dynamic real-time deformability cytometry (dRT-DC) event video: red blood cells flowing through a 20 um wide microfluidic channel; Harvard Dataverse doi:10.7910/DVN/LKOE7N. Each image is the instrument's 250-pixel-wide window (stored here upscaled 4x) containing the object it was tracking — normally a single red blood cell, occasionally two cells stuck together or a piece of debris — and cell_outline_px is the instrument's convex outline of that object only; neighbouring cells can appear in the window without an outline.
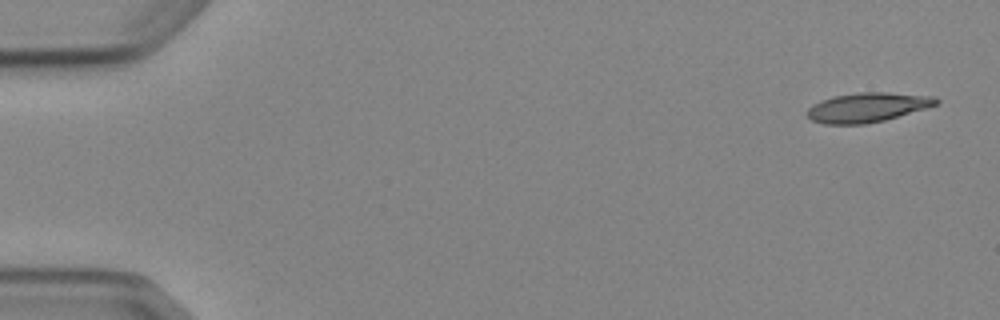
{"species": "Egyptian fruit bat (a non-hibernating species)", "species_latin": "Rousettus aegyptiacus", "temperature_condition": "cold", "stored_images_in_passage": 5, "camera_frame_rate_fps": 3000, "um_per_image_px": 0.085, "animal": {"sex": "female"}, "frame": {"image": 1, "passage_image": 1, "time_ms": 0.0, "image_size_px": [1000, 320], "cell_outline_px": [[940, 100], [936, 104], [928, 108], [884, 120], [864, 124], [824, 124], [812, 120], [808, 116], [808, 108], [812, 104], [820, 100], [832, 96], [860, 92], [884, 92], [936, 96]], "centroid_in_image_um": [73.74, 9.12], "position_along_channel_um": 11.3, "area_um2": 22.2}}
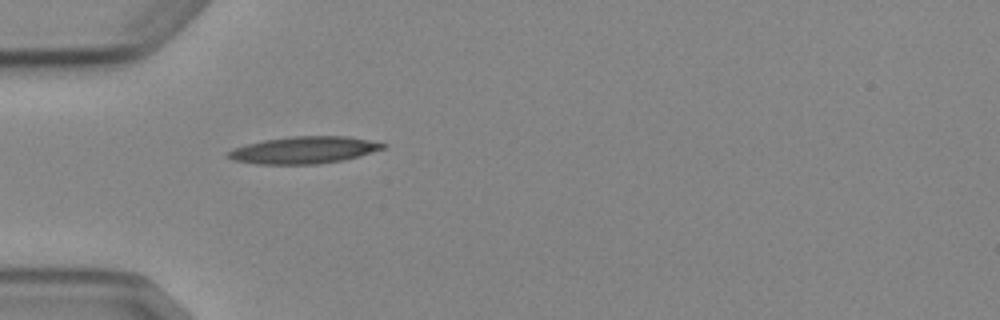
{"frame": {"image": 2, "passage_image": 5, "time_ms": 4.667, "image_size_px": [1000, 320], "cell_outline_px": [[388, 144], [384, 148], [360, 156], [344, 160], [316, 164], [256, 164], [232, 160], [224, 156], [224, 152], [232, 148], [264, 140], [292, 136], [344, 136], [368, 140]], "centroid_in_image_um": [25.77, 12.76], "position_along_channel_um": 59.2, "area_um2": 24.51}}